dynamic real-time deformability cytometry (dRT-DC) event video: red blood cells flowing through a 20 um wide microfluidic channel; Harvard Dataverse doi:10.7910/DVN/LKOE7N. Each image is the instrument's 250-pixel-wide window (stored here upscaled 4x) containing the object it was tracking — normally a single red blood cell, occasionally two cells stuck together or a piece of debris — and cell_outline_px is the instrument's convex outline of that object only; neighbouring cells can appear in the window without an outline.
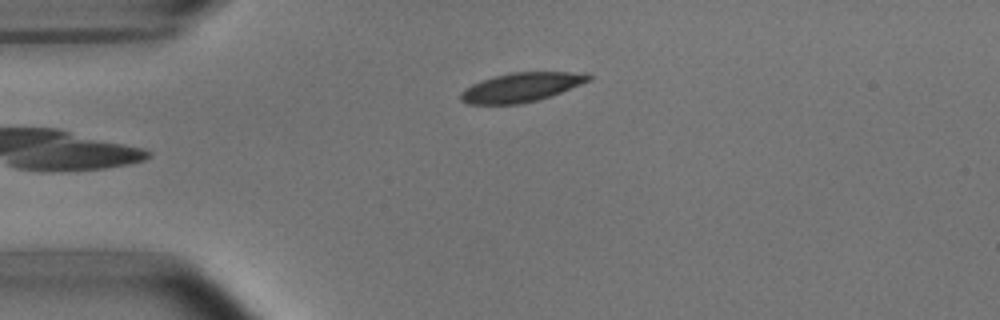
{"species": "common noctule bat (a hibernating species)", "species_latin": "Nyctalus noctula", "temperature_condition": "room temperature", "stored_images_in_passage": 3, "camera_frame_rate_fps": 3000, "um_per_image_px": 0.085, "animal": {"sex": "male", "body_mass_g": 15.6}, "frame": {"image": 1, "passage_image": 3, "time_ms": 2.333, "image_size_px": [1000, 320], "cell_outline_px": [[592, 80], [560, 92], [536, 100], [520, 104], [468, 104], [460, 100], [460, 92], [464, 88], [480, 80], [512, 72], [588, 72], [592, 76]], "centroid_in_image_um": [44.3, 7.41], "position_along_channel_um": 40.7, "area_um2": 21.73}}